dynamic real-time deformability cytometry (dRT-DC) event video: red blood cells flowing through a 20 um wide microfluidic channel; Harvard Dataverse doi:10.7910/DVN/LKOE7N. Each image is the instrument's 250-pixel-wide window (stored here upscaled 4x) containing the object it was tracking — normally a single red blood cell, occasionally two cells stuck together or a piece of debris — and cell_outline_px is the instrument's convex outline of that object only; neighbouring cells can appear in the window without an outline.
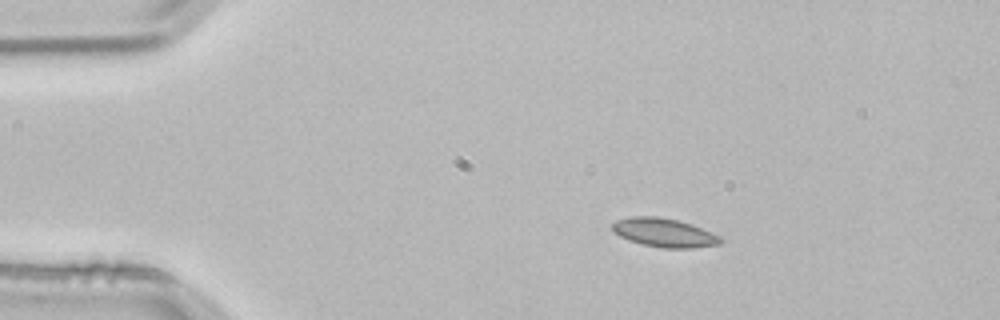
{"species": "common noctule bat (a hibernating species)", "species_latin": "Nyctalus noctula", "temperature_condition": "room temperature", "stored_images_in_passage": 2, "camera_frame_rate_fps": 3000, "um_per_image_px": 0.085, "animal": {"sex": "male", "body_mass_g": 21.5, "forearm_length_mm": 52.0}, "frame": {"image": 1, "passage_image": 1, "time_ms": 0.0, "image_size_px": [1000, 320], "cell_outline_px": [[724, 240], [720, 244], [692, 248], [664, 248], [644, 244], [628, 240], [612, 232], [612, 224], [616, 220], [632, 216], [656, 216], [676, 220], [692, 224], [712, 232], [720, 236]], "centroid_in_image_um": [56.46, 19.77], "position_along_channel_um": 28.5, "area_um2": 18.15}}